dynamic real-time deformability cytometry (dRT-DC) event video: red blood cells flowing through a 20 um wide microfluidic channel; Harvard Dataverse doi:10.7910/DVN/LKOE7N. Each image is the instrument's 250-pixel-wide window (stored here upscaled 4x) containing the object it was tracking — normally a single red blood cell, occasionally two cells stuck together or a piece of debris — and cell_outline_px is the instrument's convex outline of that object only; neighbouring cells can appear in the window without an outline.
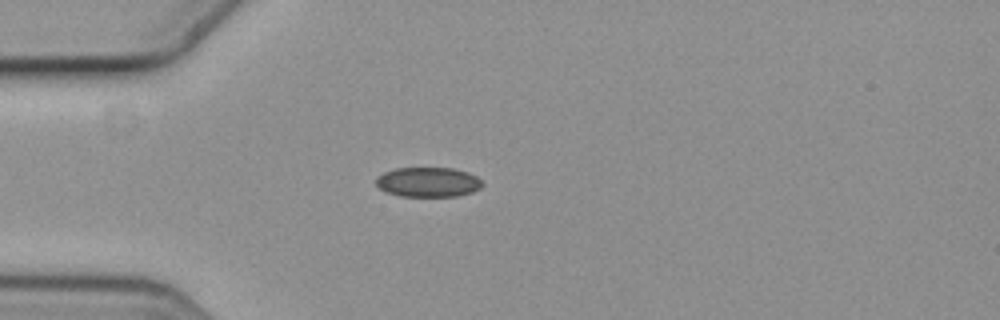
{"species": "common noctule bat (a hibernating species)", "species_latin": "Nyctalus noctula", "temperature_condition": "cold", "stored_images_in_passage": 6, "camera_frame_rate_fps": 3000, "um_per_image_px": 0.085, "animal": {"sex": "female", "body_mass_g": 19.3, "forearm_length_mm": 54.1}, "frame": {"image": 1, "passage_image": 4, "time_ms": 1.0, "image_size_px": [1000, 320], "cell_outline_px": [[484, 184], [480, 188], [472, 192], [456, 196], [400, 196], [388, 192], [380, 188], [376, 184], [376, 176], [384, 172], [396, 168], [452, 168], [468, 172], [476, 176]], "centroid_in_image_um": [36.39, 15.47], "position_along_channel_um": 48.6, "area_um2": 18.38}}
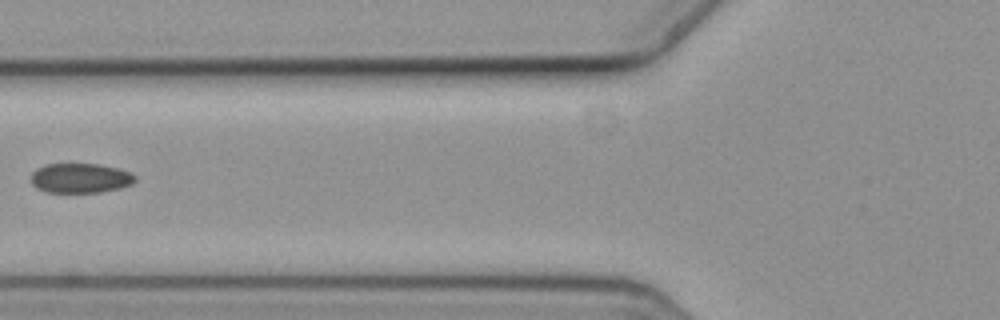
{"frame": {"image": 2, "passage_image": 6, "time_ms": 1.667, "image_size_px": [1000, 320], "cell_outline_px": [[136, 180], [132, 184], [120, 188], [100, 192], [48, 192], [36, 188], [32, 184], [32, 172], [36, 168], [44, 164], [100, 164], [116, 168], [128, 172], [136, 176]], "centroid_in_image_um": [6.81, 15.14], "position_along_channel_um": 119.0, "area_um2": 17.98}}